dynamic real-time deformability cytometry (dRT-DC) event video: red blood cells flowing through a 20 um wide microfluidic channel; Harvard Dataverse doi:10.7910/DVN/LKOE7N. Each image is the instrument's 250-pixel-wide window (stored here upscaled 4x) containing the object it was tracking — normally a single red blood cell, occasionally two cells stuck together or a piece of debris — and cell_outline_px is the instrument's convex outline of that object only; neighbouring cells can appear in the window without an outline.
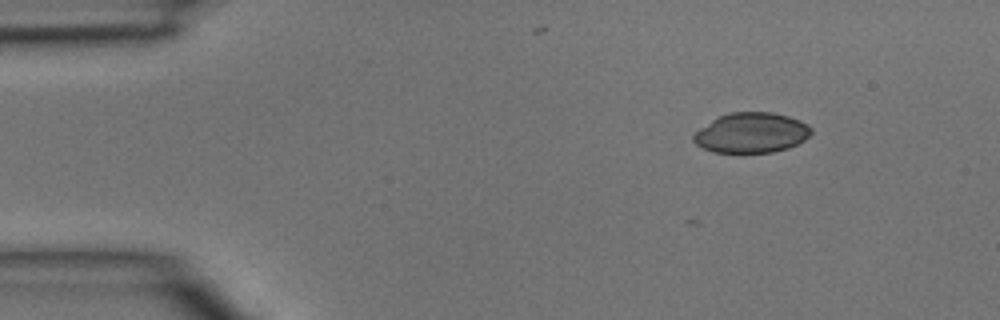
{"species": "common noctule bat (a hibernating species)", "species_latin": "Nyctalus noctula", "temperature_condition": "room temperature", "stored_images_in_passage": 4, "camera_frame_rate_fps": 3000, "um_per_image_px": 0.085, "animal": {"sex": "male", "body_mass_g": 15.6}, "frame": {"image": 1, "passage_image": 1, "time_ms": 0.0, "image_size_px": [1000, 320], "cell_outline_px": [[812, 132], [804, 140], [788, 148], [772, 152], [712, 152], [696, 144], [692, 140], [692, 136], [700, 128], [712, 120], [720, 116], [732, 112], [772, 112], [788, 116], [800, 120], [808, 124], [812, 128]], "centroid_in_image_um": [63.88, 11.28], "position_along_channel_um": 21.1, "area_um2": 27.4}}